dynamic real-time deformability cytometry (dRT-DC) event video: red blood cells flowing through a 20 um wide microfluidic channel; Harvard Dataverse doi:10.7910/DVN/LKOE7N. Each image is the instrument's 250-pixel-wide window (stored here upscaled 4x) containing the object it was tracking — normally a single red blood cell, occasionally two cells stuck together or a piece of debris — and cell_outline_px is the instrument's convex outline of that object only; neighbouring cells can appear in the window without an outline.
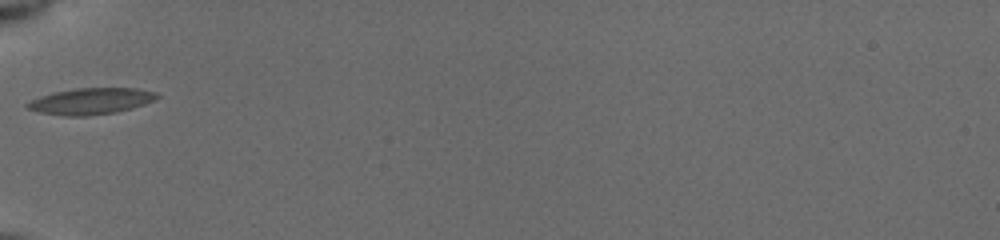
{"species": "common noctule bat (a hibernating species)", "species_latin": "Nyctalus noctula", "temperature_condition": "cold", "stored_images_in_passage": 29, "camera_frame_rate_fps": 3000, "um_per_image_px": 0.085, "animal": {"sex": "female", "body_mass_g": 19.5, "forearm_length_mm": 54.1}, "frame": {"image": 1, "passage_image": 1, "time_ms": 0.0, "image_size_px": [1000, 240], "cell_outline_px": [[160, 96], [156, 100], [132, 108], [116, 112], [88, 116], [64, 116], [40, 112], [28, 108], [24, 104], [40, 96], [56, 92], [76, 88], [136, 88], [156, 92]], "centroid_in_image_um": [7.76, 8.6], "position_along_channel_um": 77.2, "area_um2": 19.83}}
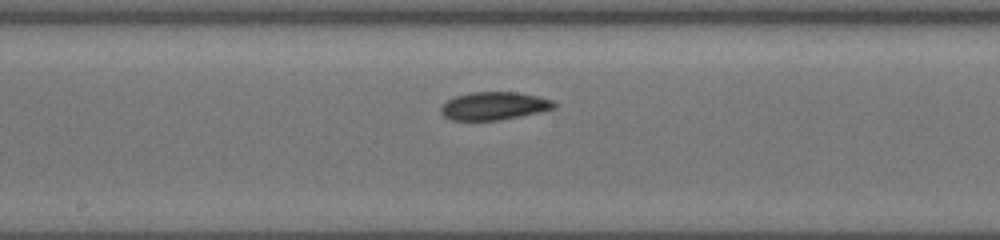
{"frame": {"image": 2, "passage_image": 13, "time_ms": 3.333, "image_size_px": [1000, 240], "cell_outline_px": [[556, 108], [540, 112], [500, 120], [452, 120], [444, 116], [440, 112], [440, 104], [456, 96], [472, 92], [516, 92], [536, 96], [552, 100], [556, 104]], "centroid_in_image_um": [41.97, 9.0], "position_along_channel_um": 206.2, "area_um2": 18.44}}
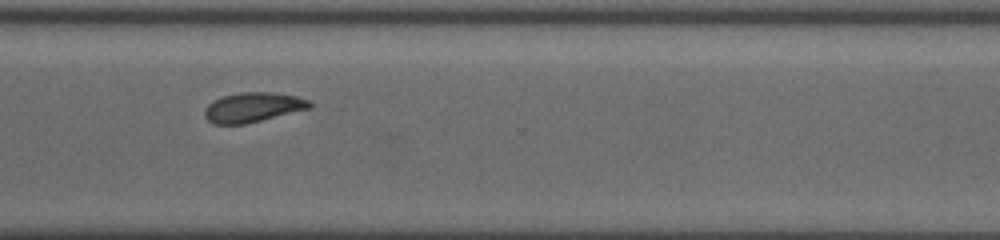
{"frame": {"image": 3, "passage_image": 28, "time_ms": 7.0, "image_size_px": [1000, 240], "cell_outline_px": [[312, 108], [244, 124], [212, 124], [204, 116], [204, 108], [208, 104], [224, 96], [244, 92], [272, 92], [296, 96], [312, 100]], "centroid_in_image_um": [21.53, 9.12], "position_along_channel_um": 349.1, "area_um2": 18.15}}